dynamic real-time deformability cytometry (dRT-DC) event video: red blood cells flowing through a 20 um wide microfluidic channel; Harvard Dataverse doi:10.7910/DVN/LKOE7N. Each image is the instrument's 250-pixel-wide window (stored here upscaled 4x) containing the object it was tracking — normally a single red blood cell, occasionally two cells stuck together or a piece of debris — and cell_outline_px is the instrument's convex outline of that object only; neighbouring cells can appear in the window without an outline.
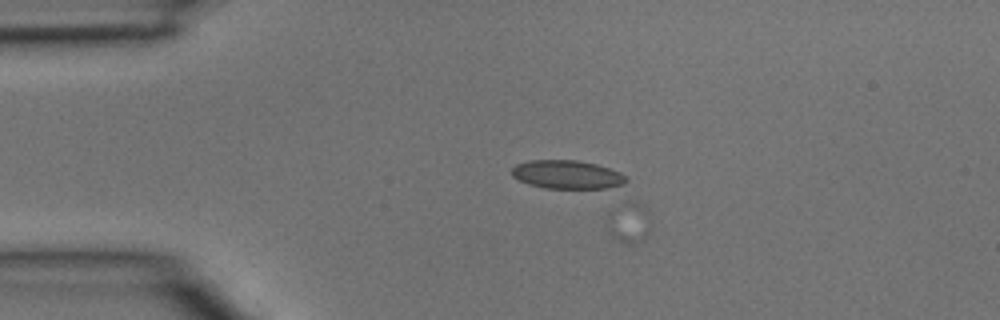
{"species": "common noctule bat (a hibernating species)", "species_latin": "Nyctalus noctula", "temperature_condition": "room temperature", "stored_images_in_passage": 5, "camera_frame_rate_fps": 3000, "um_per_image_px": 0.085, "animal": {"sex": "male", "body_mass_g": 15.6}, "frame": {"image": 1, "passage_image": 3, "time_ms": 0.667, "image_size_px": [1000, 320], "cell_outline_px": [[648, 232], [644, 240], [632, 244], [628, 244], [616, 240], [608, 224], [608, 212], [628, 196], [644, 204], [648, 208]], "centroid_in_image_um": [53.48, 18.8], "position_along_channel_um": 31.5, "area_um2": 10.69}}